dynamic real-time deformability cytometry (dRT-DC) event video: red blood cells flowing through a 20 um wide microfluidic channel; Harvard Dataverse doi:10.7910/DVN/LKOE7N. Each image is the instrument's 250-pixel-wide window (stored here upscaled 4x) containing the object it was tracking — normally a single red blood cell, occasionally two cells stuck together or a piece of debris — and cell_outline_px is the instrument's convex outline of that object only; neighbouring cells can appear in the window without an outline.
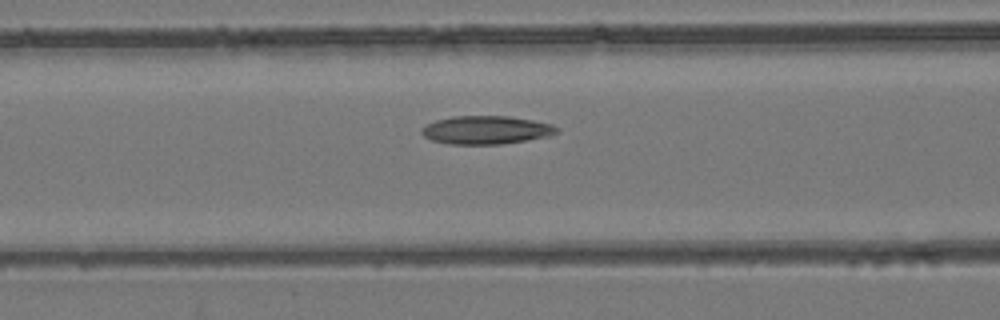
{"species": "common noctule bat (a hibernating species)", "species_latin": "Nyctalus noctula", "temperature_condition": "room temperature", "stored_images_in_passage": 52, "camera_frame_rate_fps": 3000, "um_per_image_px": 0.085, "animal": {"sex": "female", "body_mass_g": 24.6, "forearm_length_mm": 56.2}, "frame": {"image": 1, "passage_image": 21, "time_ms": 6.667, "image_size_px": [1000, 320], "cell_outline_px": [[560, 128], [556, 132], [548, 136], [500, 144], [448, 144], [432, 140], [424, 136], [420, 132], [420, 128], [436, 120], [452, 116], [508, 116], [532, 120], [552, 124]], "centroid_in_image_um": [41.29, 11.04], "position_along_channel_um": 125.3, "area_um2": 22.14}}
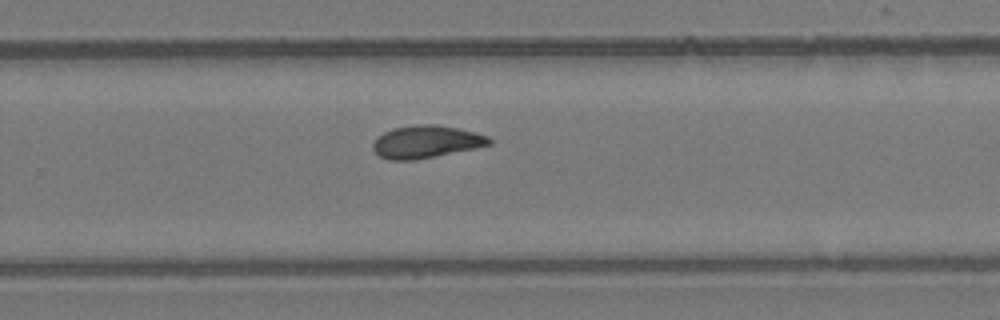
{"frame": {"image": 2, "passage_image": 34, "time_ms": 11.0, "image_size_px": [1000, 320], "cell_outline_px": [[492, 144], [476, 148], [416, 160], [388, 160], [380, 156], [372, 148], [372, 144], [384, 132], [392, 128], [416, 124], [436, 124], [456, 128], [488, 136], [492, 140]], "centroid_in_image_um": [36.22, 12.05], "position_along_channel_um": 293.6, "area_um2": 21.96}}
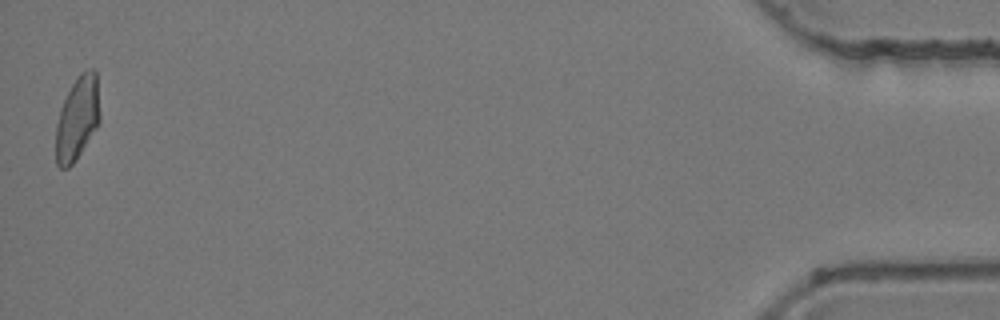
{"frame": {"image": 3, "passage_image": 52, "time_ms": 17.0, "image_size_px": [1000, 320], "cell_outline_px": [[100, 120], [96, 128], [76, 160], [68, 168], [60, 168], [56, 164], [56, 124], [60, 108], [72, 84], [80, 72], [88, 68], [92, 68], [96, 72], [100, 116]], "centroid_in_image_um": [6.57, 10.05], "position_along_channel_um": 428.6, "area_um2": 21.44}, "authors_computed_cell_mechanics": {"area_um2": 21.9351, "velocity_mm_per_s": 3.8877, "shape_relaxation_time_tau1_ms": null, "shape_relaxation_time_tau2_ms": 7.3959, "deformation_change_tau1": null, "deformation_change_tau2": 0.1102}}